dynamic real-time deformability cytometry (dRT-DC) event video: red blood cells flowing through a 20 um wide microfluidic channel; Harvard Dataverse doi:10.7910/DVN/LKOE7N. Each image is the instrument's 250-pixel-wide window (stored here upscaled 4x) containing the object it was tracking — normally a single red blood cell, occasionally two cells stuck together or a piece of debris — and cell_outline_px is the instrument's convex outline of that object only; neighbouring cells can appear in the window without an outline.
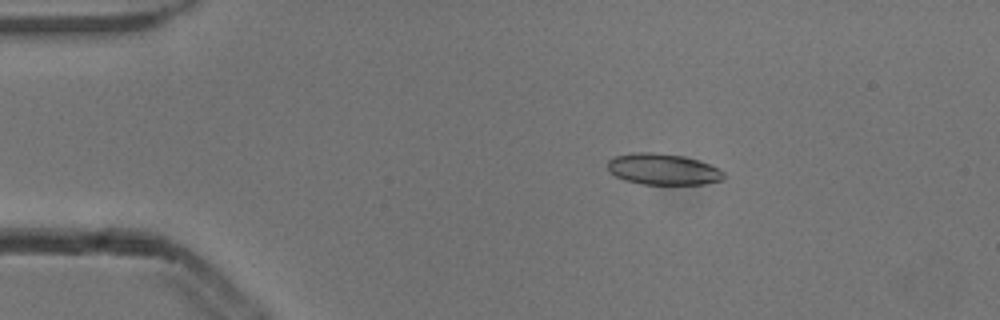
{"species": "common noctule bat (a hibernating species)", "species_latin": "Nyctalus noctula", "temperature_condition": "cold", "stored_images_in_passage": 4, "camera_frame_rate_fps": 3000, "um_per_image_px": 0.085, "animal": {"sex": "male", "body_mass_g": 13.3}, "frame": {"image": 1, "passage_image": 3, "time_ms": 0.667, "image_size_px": [1000, 320], "cell_outline_px": [[724, 180], [704, 184], [640, 184], [624, 180], [616, 176], [608, 168], [608, 160], [616, 156], [636, 152], [652, 152], [684, 156], [708, 164], [724, 172]], "centroid_in_image_um": [56.36, 14.39], "position_along_channel_um": 28.6, "area_um2": 20.92}}